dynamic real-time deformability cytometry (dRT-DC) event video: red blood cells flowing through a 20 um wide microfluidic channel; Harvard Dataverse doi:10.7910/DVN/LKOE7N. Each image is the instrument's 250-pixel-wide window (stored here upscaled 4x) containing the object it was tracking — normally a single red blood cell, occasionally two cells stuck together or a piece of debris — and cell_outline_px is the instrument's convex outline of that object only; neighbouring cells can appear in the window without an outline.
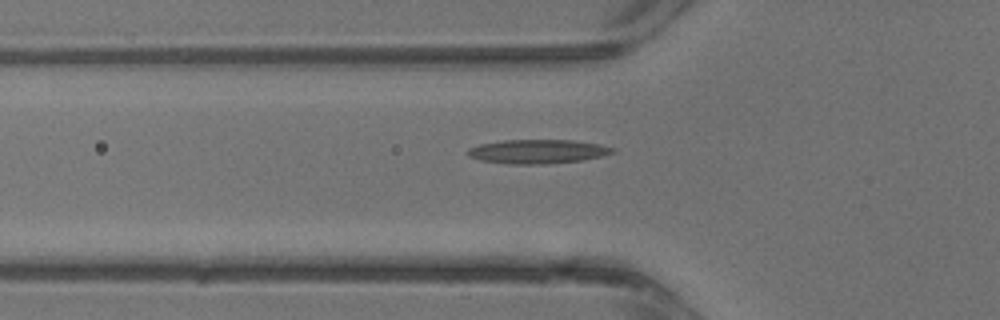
{"species": "common noctule bat (a hibernating species)", "species_latin": "Nyctalus noctula", "temperature_condition": "warm", "stored_images_in_passage": 27, "camera_frame_rate_fps": 3000, "um_per_image_px": 0.085, "animal": {"sex": "male", "body_mass_g": 13.3}, "frame": {"image": 1, "passage_image": 6, "time_ms": 1.667, "image_size_px": [1000, 320], "cell_outline_px": [[616, 152], [584, 160], [548, 164], [508, 164], [480, 160], [468, 156], [468, 148], [480, 144], [504, 140], [576, 140], [600, 144], [616, 148]], "centroid_in_image_um": [45.74, 12.88], "position_along_channel_um": 80.1, "area_um2": 20.46}}
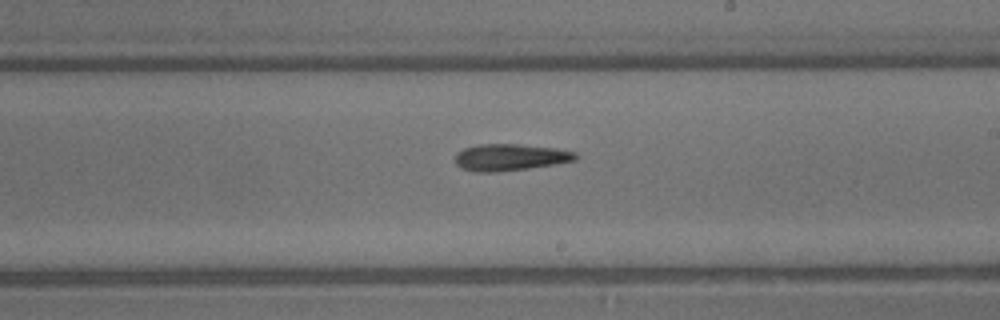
{"frame": {"image": 2, "passage_image": 15, "time_ms": 4.667, "image_size_px": [1000, 320], "cell_outline_px": [[580, 156], [576, 160], [556, 164], [528, 168], [496, 172], [472, 172], [460, 168], [456, 164], [456, 152], [464, 148], [476, 144], [516, 144], [556, 148], [576, 152]], "centroid_in_image_um": [43.35, 13.37], "position_along_channel_um": 245.6, "area_um2": 18.96}}
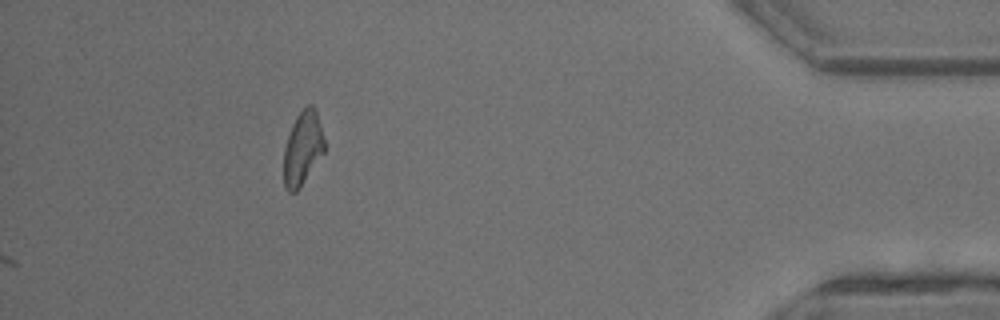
{"frame": {"image": 3, "passage_image": 27, "time_ms": 8.667, "image_size_px": [1000, 320], "cell_outline_px": [[324, 152], [300, 188], [296, 192], [288, 192], [284, 188], [284, 148], [292, 124], [296, 116], [308, 104], [312, 104], [316, 108], [324, 140]], "centroid_in_image_um": [25.72, 12.61], "position_along_channel_um": 409.5, "area_um2": 17.46}}